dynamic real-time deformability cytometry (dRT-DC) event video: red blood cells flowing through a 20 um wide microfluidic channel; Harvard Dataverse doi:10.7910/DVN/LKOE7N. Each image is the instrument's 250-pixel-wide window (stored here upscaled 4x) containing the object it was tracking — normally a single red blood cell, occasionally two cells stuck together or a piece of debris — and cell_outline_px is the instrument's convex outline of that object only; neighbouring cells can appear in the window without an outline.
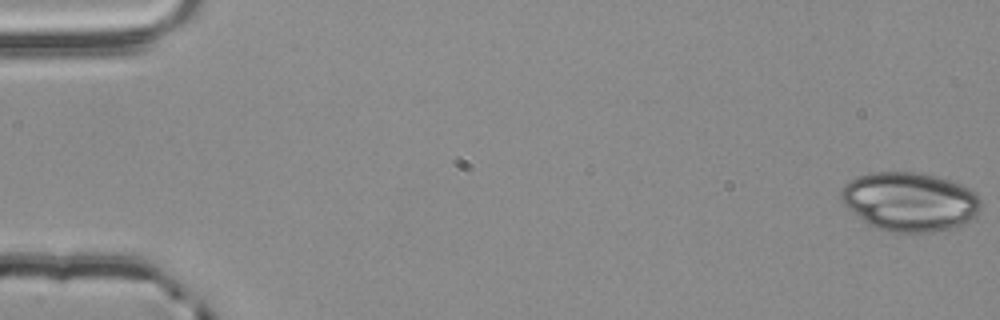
{"species": "common noctule bat (a hibernating species)", "species_latin": "Nyctalus noctula", "temperature_condition": "room temperature", "stored_images_in_passage": 55, "camera_frame_rate_fps": 3000, "um_per_image_px": 0.085, "animal": {"sex": "male", "body_mass_g": 20.4}, "frame": {"image": 1, "passage_image": 1, "time_ms": 0.0, "image_size_px": [1000, 320], "cell_outline_px": [[980, 212], [972, 220], [952, 228], [932, 232], [888, 232], [876, 228], [868, 224], [848, 208], [840, 200], [840, 188], [844, 184], [860, 176], [872, 172], [916, 172], [948, 180], [960, 184], [976, 192], [980, 196]], "centroid_in_image_um": [77.33, 17.15], "position_along_channel_um": 7.7, "area_um2": 48.09}}
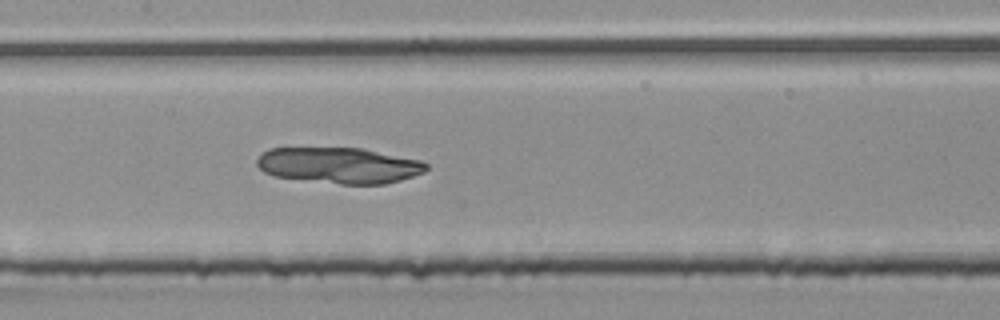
{"frame": {"image": 2, "passage_image": 27, "time_ms": 8.667, "image_size_px": [1000, 320], "cell_outline_px": [[428, 168], [424, 172], [400, 180], [384, 184], [340, 184], [276, 176], [264, 172], [256, 164], [256, 160], [268, 148], [364, 148], [420, 160], [428, 164]], "centroid_in_image_um": [28.85, 14.05], "position_along_channel_um": 178.6, "area_um2": 35.32}}
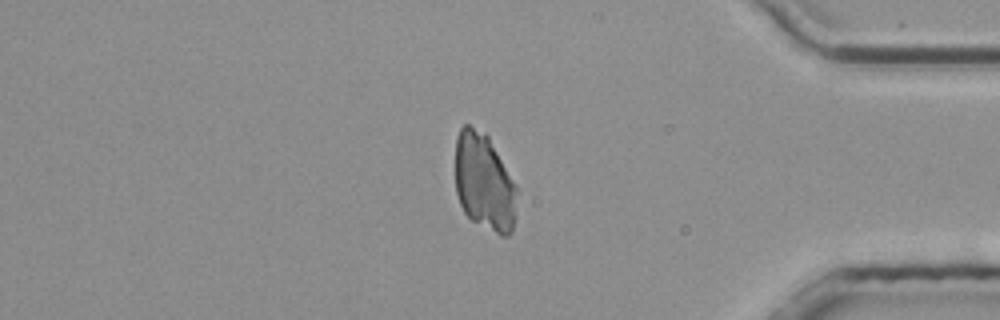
{"frame": {"image": 3, "passage_image": 46, "time_ms": 15.0, "image_size_px": [1000, 320], "cell_outline_px": [[516, 192], [512, 232], [508, 236], [500, 236], [472, 220], [464, 212], [460, 204], [456, 192], [456, 136], [460, 128], [464, 124], [468, 124], [484, 132], [488, 136], [516, 188]], "centroid_in_image_um": [41.12, 15.49], "position_along_channel_um": 394.1, "area_um2": 34.39}}